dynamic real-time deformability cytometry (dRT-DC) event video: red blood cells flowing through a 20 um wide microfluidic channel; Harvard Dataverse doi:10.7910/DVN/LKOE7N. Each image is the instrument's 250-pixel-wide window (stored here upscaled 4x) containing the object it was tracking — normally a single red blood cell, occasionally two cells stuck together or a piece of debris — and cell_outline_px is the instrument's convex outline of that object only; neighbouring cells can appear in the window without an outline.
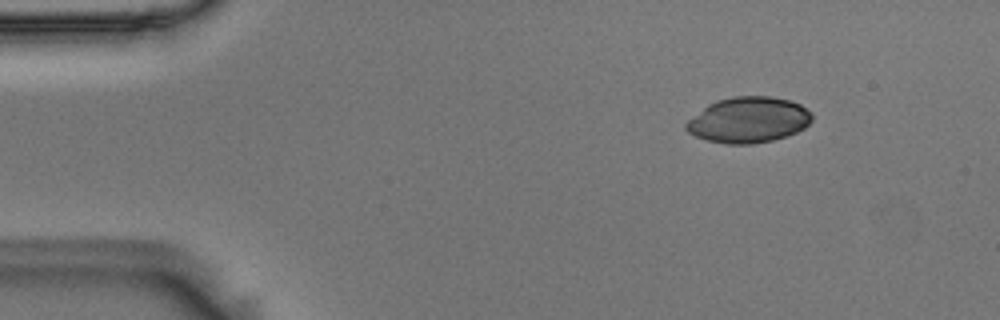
{"species": "Egyptian fruit bat (a non-hibernating species)", "species_latin": "Rousettus aegyptiacus", "temperature_condition": "room temperature", "stored_images_in_passage": 49, "camera_frame_rate_fps": 3000, "um_per_image_px": 0.085, "animal": {"sex": "male"}, "frame": {"image": 1, "passage_image": 1, "time_ms": 0.0, "image_size_px": [1000, 320], "cell_outline_px": [[812, 120], [804, 128], [796, 132], [772, 140], [752, 144], [728, 144], [708, 140], [696, 136], [688, 132], [684, 128], [684, 124], [688, 120], [708, 104], [716, 100], [732, 96], [768, 96], [788, 100], [800, 104], [812, 112]], "centroid_in_image_um": [63.61, 10.18], "position_along_channel_um": 21.4, "area_um2": 33.47}}
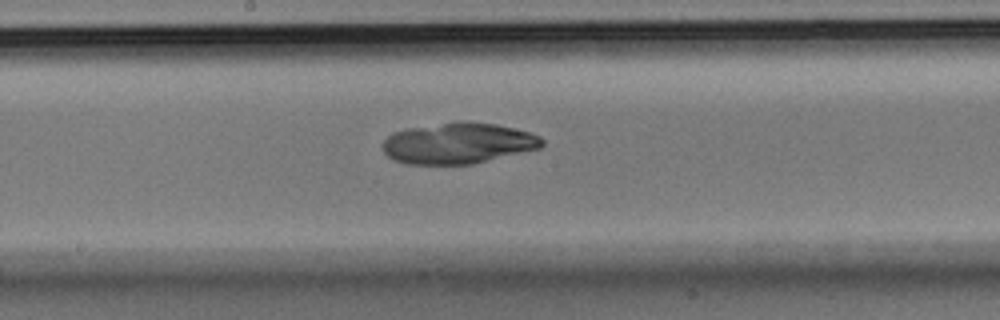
{"frame": {"image": 2, "passage_image": 23, "time_ms": 7.333, "image_size_px": [1000, 320], "cell_outline_px": [[544, 144], [540, 148], [472, 164], [404, 164], [392, 160], [384, 152], [384, 140], [392, 132], [408, 128], [444, 124], [496, 124], [528, 132], [540, 136], [544, 140]], "centroid_in_image_um": [38.93, 12.22], "position_along_channel_um": 209.3, "area_um2": 37.05}}